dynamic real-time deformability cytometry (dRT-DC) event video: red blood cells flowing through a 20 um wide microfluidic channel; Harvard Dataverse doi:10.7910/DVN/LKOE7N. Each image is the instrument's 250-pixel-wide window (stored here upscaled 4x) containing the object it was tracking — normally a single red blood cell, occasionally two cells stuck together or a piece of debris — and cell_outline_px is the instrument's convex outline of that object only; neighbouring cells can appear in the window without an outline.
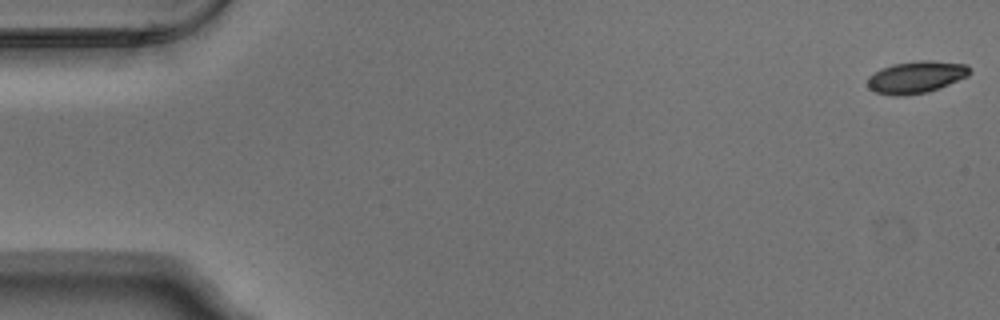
{"species": "Egyptian fruit bat (a non-hibernating species)", "species_latin": "Rousettus aegyptiacus", "temperature_condition": "warm", "stored_images_in_passage": 54, "camera_frame_rate_fps": 3000, "um_per_image_px": 0.085, "animal": {"sex": "male"}, "frame": {"image": 1, "passage_image": 1, "time_ms": 0.0, "image_size_px": [1000, 320], "cell_outline_px": [[972, 72], [968, 76], [928, 92], [904, 96], [892, 96], [876, 92], [868, 88], [868, 76], [892, 64], [920, 60], [932, 60], [968, 64]], "centroid_in_image_um": [77.9, 6.55], "position_along_channel_um": 7.1, "area_um2": 19.13}}
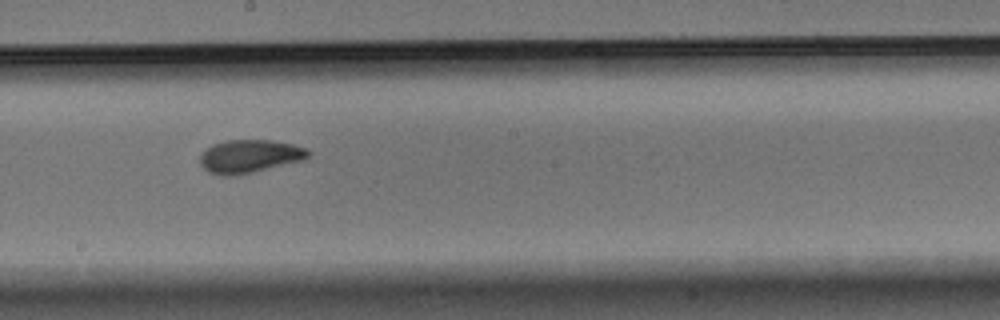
{"frame": {"image": 2, "passage_image": 30, "time_ms": 9.667, "image_size_px": [1000, 320], "cell_outline_px": [[312, 152], [304, 160], [252, 172], [228, 176], [220, 176], [208, 172], [200, 164], [200, 152], [212, 144], [228, 140], [272, 140], [292, 144], [308, 148]], "centroid_in_image_um": [21.2, 13.27], "position_along_channel_um": 227.0, "area_um2": 21.04}}
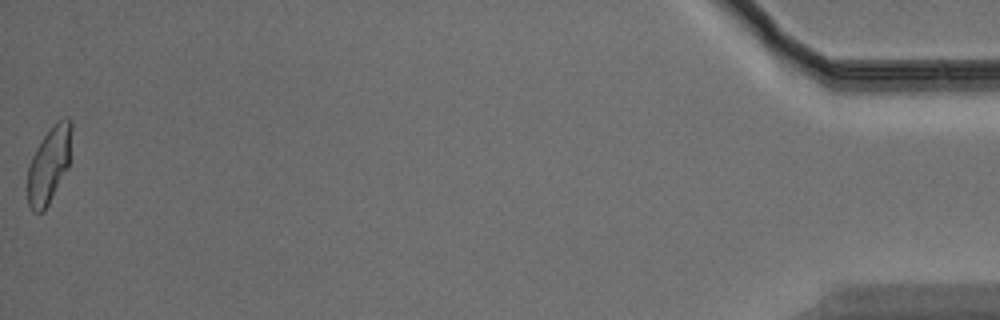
{"frame": {"image": 3, "passage_image": 54, "time_ms": 17.667, "image_size_px": [1000, 320], "cell_outline_px": [[72, 128], [68, 168], [44, 212], [32, 212], [28, 204], [28, 168], [32, 156], [36, 148], [44, 136], [56, 120], [68, 116], [72, 120]], "centroid_in_image_um": [4.18, 13.98], "position_along_channel_um": 431.0, "area_um2": 19.59}, "authors_computed_cell_mechanics": {"area_um2": 20.0277, "velocity_mm_per_s": 3.7693, "shape_relaxation_time_tau1_ms": 3.8362, "shape_relaxation_time_tau2_ms": 1.5396, "deformation_change_tau1": 0.1499, "deformation_change_tau2": 0.0645}}